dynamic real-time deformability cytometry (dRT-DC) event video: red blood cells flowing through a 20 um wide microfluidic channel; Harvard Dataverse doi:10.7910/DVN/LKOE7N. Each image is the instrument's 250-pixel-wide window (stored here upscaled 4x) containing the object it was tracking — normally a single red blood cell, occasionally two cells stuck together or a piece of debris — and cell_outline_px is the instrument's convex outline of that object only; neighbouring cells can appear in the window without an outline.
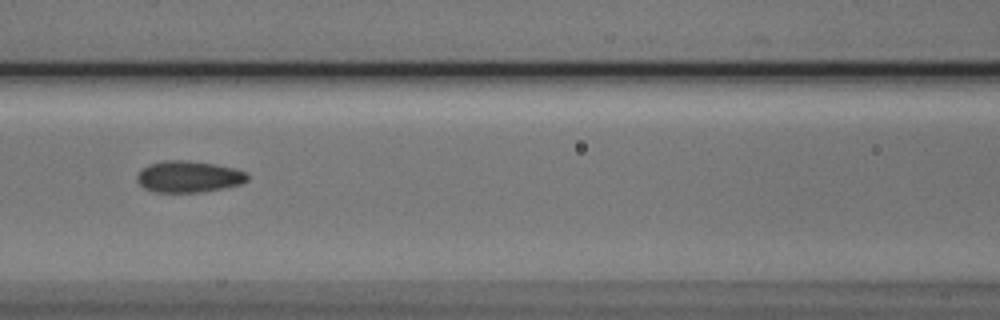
{"species": "Egyptian fruit bat (a non-hibernating species)", "species_latin": "Rousettus aegyptiacus", "temperature_condition": "cold", "stored_images_in_passage": 5, "camera_frame_rate_fps": 3000, "um_per_image_px": 0.085, "animal": {"sex": "male"}, "frame": {"image": 1, "passage_image": 3, "time_ms": 2.333, "image_size_px": [1000, 320], "cell_outline_px": [[248, 180], [240, 184], [224, 188], [200, 192], [156, 192], [144, 188], [136, 180], [136, 176], [148, 164], [164, 160], [188, 160], [216, 164], [236, 168], [248, 172]], "centroid_in_image_um": [16.06, 15.0], "position_along_channel_um": 150.5, "area_um2": 20.4}}
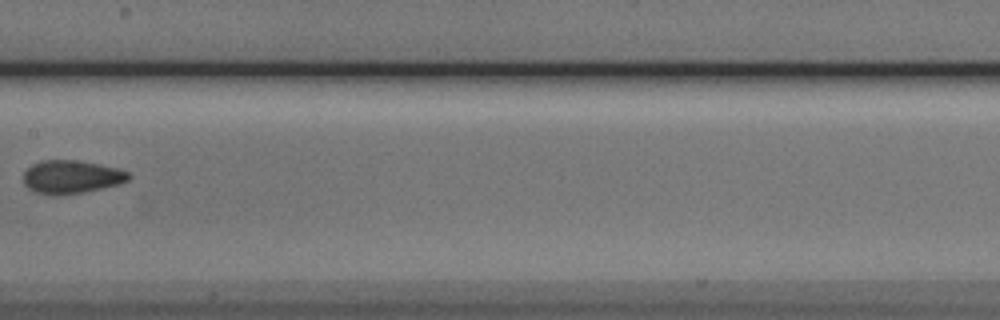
{"frame": {"image": 2, "passage_image": 4, "time_ms": 3.667, "image_size_px": [1000, 320], "cell_outline_px": [[132, 176], [128, 180], [120, 184], [84, 192], [60, 196], [56, 196], [36, 192], [28, 188], [24, 184], [24, 172], [32, 164], [40, 160], [76, 160], [116, 168], [128, 172]], "centroid_in_image_um": [6.05, 15.05], "position_along_channel_um": 201.3, "area_um2": 20.4}}
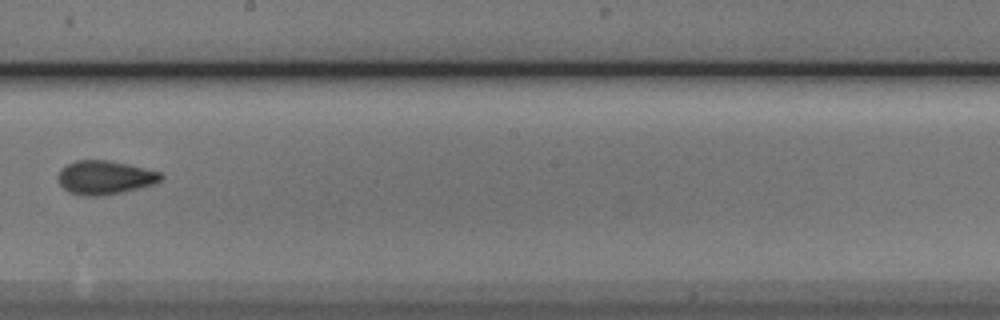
{"frame": {"image": 3, "passage_image": 5, "time_ms": 4.667, "image_size_px": [1000, 320], "cell_outline_px": [[164, 176], [156, 184], [120, 192], [100, 196], [84, 196], [68, 192], [60, 184], [56, 176], [60, 168], [76, 160], [108, 160], [128, 164], [160, 172]], "centroid_in_image_um": [8.88, 15.08], "position_along_channel_um": 239.3, "area_um2": 20.29}}